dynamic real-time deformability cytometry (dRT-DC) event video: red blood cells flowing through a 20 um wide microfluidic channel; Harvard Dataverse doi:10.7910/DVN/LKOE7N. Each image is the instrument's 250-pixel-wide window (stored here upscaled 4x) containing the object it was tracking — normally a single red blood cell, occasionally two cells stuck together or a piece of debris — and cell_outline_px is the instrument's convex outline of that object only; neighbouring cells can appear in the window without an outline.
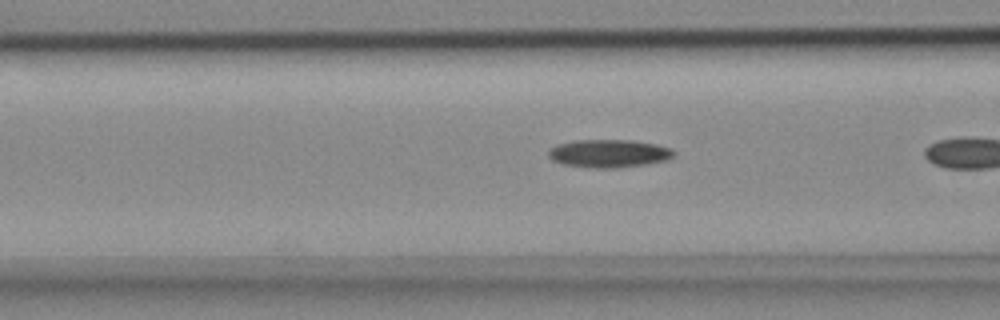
{"species": "common noctule bat (a hibernating species)", "species_latin": "Nyctalus noctula", "temperature_condition": "cold", "stored_images_in_passage": 7, "camera_frame_rate_fps": 3000, "um_per_image_px": 0.085, "animal": {"sex": "female", "body_mass_g": 18.4}, "frame": {"image": 1, "passage_image": 6, "time_ms": 1.667, "image_size_px": [1000, 320], "cell_outline_px": [[676, 156], [668, 160], [620, 168], [592, 168], [564, 164], [552, 160], [548, 156], [548, 152], [556, 144], [572, 140], [632, 140], [656, 144], [672, 148], [676, 152]], "centroid_in_image_um": [51.79, 13.04], "position_along_channel_um": 114.8, "area_um2": 20.69}}